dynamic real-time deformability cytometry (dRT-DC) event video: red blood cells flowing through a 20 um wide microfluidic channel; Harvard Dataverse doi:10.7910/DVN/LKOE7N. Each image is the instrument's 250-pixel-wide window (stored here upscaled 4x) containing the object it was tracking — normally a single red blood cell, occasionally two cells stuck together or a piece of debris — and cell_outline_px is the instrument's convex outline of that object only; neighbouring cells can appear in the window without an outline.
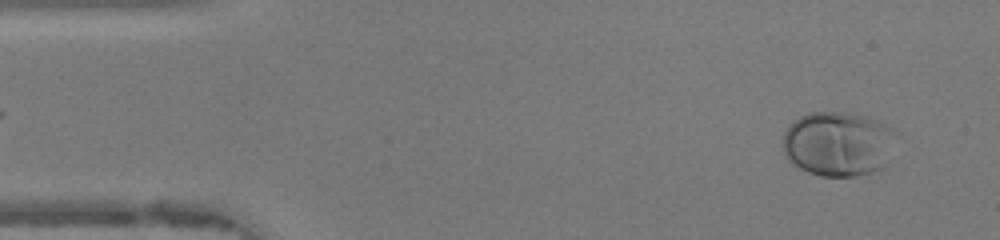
{"species": "human", "species_latin": "Homo sapiens", "temperature_condition": "warm", "stored_images_in_passage": 45, "camera_frame_rate_fps": 3000, "um_per_image_px": 0.085, "donor": {"sex": "female"}, "frame": {"image": 1, "passage_image": 2, "time_ms": 0.333, "image_size_px": [1000, 240], "cell_outline_px": [[900, 132], [884, 164], [880, 168], [872, 172], [856, 176], [820, 176], [808, 172], [792, 164], [784, 156], [784, 132], [800, 116], [808, 112], [848, 112], [868, 116]], "centroid_in_image_um": [71.26, 12.21], "position_along_channel_um": 13.7, "area_um2": 42.95}}
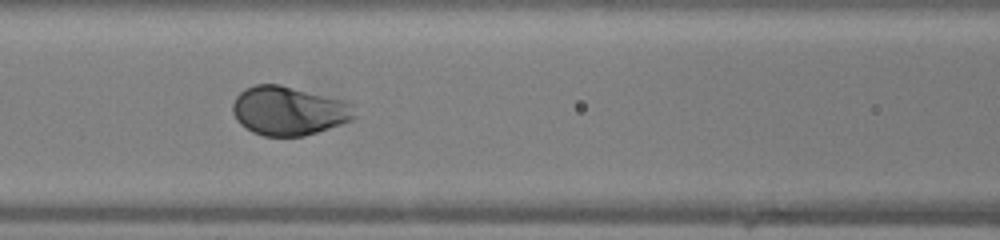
{"frame": {"image": 2, "passage_image": 18, "time_ms": 5.667, "image_size_px": [1000, 240], "cell_outline_px": [[356, 116], [352, 120], [304, 136], [264, 136], [252, 132], [240, 124], [236, 120], [232, 112], [232, 104], [236, 96], [244, 88], [256, 84], [280, 84], [344, 100], [352, 104]], "centroid_in_image_um": [24.51, 9.41], "position_along_channel_um": 142.1, "area_um2": 34.85}}
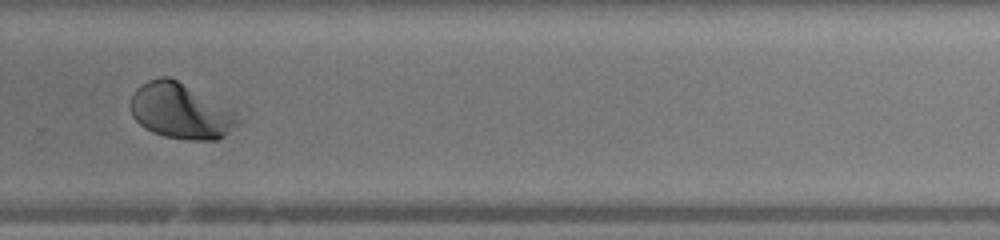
{"frame": {"image": 3, "passage_image": 30, "time_ms": 9.667, "image_size_px": [1000, 240], "cell_outline_px": [[244, 120], [220, 140], [188, 140], [164, 136], [152, 132], [144, 128], [132, 116], [128, 108], [128, 104], [136, 88], [140, 84], [148, 80], [160, 76], [168, 76], [176, 80], [236, 112]], "centroid_in_image_um": [15.34, 9.46], "position_along_channel_um": 314.5, "area_um2": 35.03}}